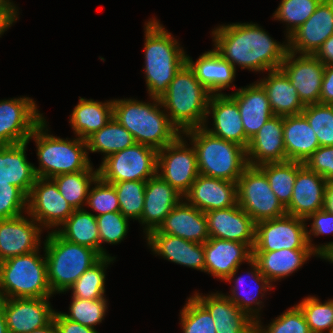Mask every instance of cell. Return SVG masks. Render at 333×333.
I'll return each mask as SVG.
<instances>
[{
    "label": "cell",
    "mask_w": 333,
    "mask_h": 333,
    "mask_svg": "<svg viewBox=\"0 0 333 333\" xmlns=\"http://www.w3.org/2000/svg\"><path fill=\"white\" fill-rule=\"evenodd\" d=\"M216 52L235 69L267 72L279 69L288 52V42H277L257 23H232L212 29Z\"/></svg>",
    "instance_id": "obj_1"
},
{
    "label": "cell",
    "mask_w": 333,
    "mask_h": 333,
    "mask_svg": "<svg viewBox=\"0 0 333 333\" xmlns=\"http://www.w3.org/2000/svg\"><path fill=\"white\" fill-rule=\"evenodd\" d=\"M149 99L152 103L134 98H115L113 117L132 134L135 143L160 150L174 142L181 133L163 110L160 99Z\"/></svg>",
    "instance_id": "obj_2"
},
{
    "label": "cell",
    "mask_w": 333,
    "mask_h": 333,
    "mask_svg": "<svg viewBox=\"0 0 333 333\" xmlns=\"http://www.w3.org/2000/svg\"><path fill=\"white\" fill-rule=\"evenodd\" d=\"M144 76L149 97L160 98L175 74L186 63V52L160 20L151 18L144 25Z\"/></svg>",
    "instance_id": "obj_3"
},
{
    "label": "cell",
    "mask_w": 333,
    "mask_h": 333,
    "mask_svg": "<svg viewBox=\"0 0 333 333\" xmlns=\"http://www.w3.org/2000/svg\"><path fill=\"white\" fill-rule=\"evenodd\" d=\"M211 95L185 63L159 99L170 121L182 134L203 127Z\"/></svg>",
    "instance_id": "obj_4"
},
{
    "label": "cell",
    "mask_w": 333,
    "mask_h": 333,
    "mask_svg": "<svg viewBox=\"0 0 333 333\" xmlns=\"http://www.w3.org/2000/svg\"><path fill=\"white\" fill-rule=\"evenodd\" d=\"M182 134L195 149L200 175L237 183L248 166L244 147L214 136L204 127Z\"/></svg>",
    "instance_id": "obj_5"
},
{
    "label": "cell",
    "mask_w": 333,
    "mask_h": 333,
    "mask_svg": "<svg viewBox=\"0 0 333 333\" xmlns=\"http://www.w3.org/2000/svg\"><path fill=\"white\" fill-rule=\"evenodd\" d=\"M47 121L44 118L28 138L36 143L39 166L34 167L37 177L53 178L54 176L87 170L92 163L88 157L84 139H63L49 134Z\"/></svg>",
    "instance_id": "obj_6"
},
{
    "label": "cell",
    "mask_w": 333,
    "mask_h": 333,
    "mask_svg": "<svg viewBox=\"0 0 333 333\" xmlns=\"http://www.w3.org/2000/svg\"><path fill=\"white\" fill-rule=\"evenodd\" d=\"M47 232L43 241L47 280L53 294L66 293L102 256L92 248L65 240L56 231Z\"/></svg>",
    "instance_id": "obj_7"
},
{
    "label": "cell",
    "mask_w": 333,
    "mask_h": 333,
    "mask_svg": "<svg viewBox=\"0 0 333 333\" xmlns=\"http://www.w3.org/2000/svg\"><path fill=\"white\" fill-rule=\"evenodd\" d=\"M39 249L9 258L0 265V299L51 298L45 254Z\"/></svg>",
    "instance_id": "obj_8"
},
{
    "label": "cell",
    "mask_w": 333,
    "mask_h": 333,
    "mask_svg": "<svg viewBox=\"0 0 333 333\" xmlns=\"http://www.w3.org/2000/svg\"><path fill=\"white\" fill-rule=\"evenodd\" d=\"M158 150L134 143L102 159L98 176L105 182L147 181L157 175Z\"/></svg>",
    "instance_id": "obj_9"
},
{
    "label": "cell",
    "mask_w": 333,
    "mask_h": 333,
    "mask_svg": "<svg viewBox=\"0 0 333 333\" xmlns=\"http://www.w3.org/2000/svg\"><path fill=\"white\" fill-rule=\"evenodd\" d=\"M237 204L256 223L287 214L258 166L248 165L237 181Z\"/></svg>",
    "instance_id": "obj_10"
},
{
    "label": "cell",
    "mask_w": 333,
    "mask_h": 333,
    "mask_svg": "<svg viewBox=\"0 0 333 333\" xmlns=\"http://www.w3.org/2000/svg\"><path fill=\"white\" fill-rule=\"evenodd\" d=\"M181 134L158 150L157 175L184 196L198 177L196 152Z\"/></svg>",
    "instance_id": "obj_11"
},
{
    "label": "cell",
    "mask_w": 333,
    "mask_h": 333,
    "mask_svg": "<svg viewBox=\"0 0 333 333\" xmlns=\"http://www.w3.org/2000/svg\"><path fill=\"white\" fill-rule=\"evenodd\" d=\"M305 222L288 214L257 222L253 251L311 249Z\"/></svg>",
    "instance_id": "obj_12"
},
{
    "label": "cell",
    "mask_w": 333,
    "mask_h": 333,
    "mask_svg": "<svg viewBox=\"0 0 333 333\" xmlns=\"http://www.w3.org/2000/svg\"><path fill=\"white\" fill-rule=\"evenodd\" d=\"M43 119L33 98L0 100V145L28 142L34 128Z\"/></svg>",
    "instance_id": "obj_13"
},
{
    "label": "cell",
    "mask_w": 333,
    "mask_h": 333,
    "mask_svg": "<svg viewBox=\"0 0 333 333\" xmlns=\"http://www.w3.org/2000/svg\"><path fill=\"white\" fill-rule=\"evenodd\" d=\"M73 211L51 178H37L27 197V213L42 228L56 231Z\"/></svg>",
    "instance_id": "obj_14"
},
{
    "label": "cell",
    "mask_w": 333,
    "mask_h": 333,
    "mask_svg": "<svg viewBox=\"0 0 333 333\" xmlns=\"http://www.w3.org/2000/svg\"><path fill=\"white\" fill-rule=\"evenodd\" d=\"M280 68L305 106L319 103L325 65L315 55L288 51Z\"/></svg>",
    "instance_id": "obj_15"
},
{
    "label": "cell",
    "mask_w": 333,
    "mask_h": 333,
    "mask_svg": "<svg viewBox=\"0 0 333 333\" xmlns=\"http://www.w3.org/2000/svg\"><path fill=\"white\" fill-rule=\"evenodd\" d=\"M50 298L2 299L3 312L9 333H30L53 321L55 310Z\"/></svg>",
    "instance_id": "obj_16"
},
{
    "label": "cell",
    "mask_w": 333,
    "mask_h": 333,
    "mask_svg": "<svg viewBox=\"0 0 333 333\" xmlns=\"http://www.w3.org/2000/svg\"><path fill=\"white\" fill-rule=\"evenodd\" d=\"M26 214L27 216L22 214L0 220L1 262L40 249L43 228L28 213Z\"/></svg>",
    "instance_id": "obj_17"
},
{
    "label": "cell",
    "mask_w": 333,
    "mask_h": 333,
    "mask_svg": "<svg viewBox=\"0 0 333 333\" xmlns=\"http://www.w3.org/2000/svg\"><path fill=\"white\" fill-rule=\"evenodd\" d=\"M333 35V0H322L315 12L288 37V51L314 55Z\"/></svg>",
    "instance_id": "obj_18"
},
{
    "label": "cell",
    "mask_w": 333,
    "mask_h": 333,
    "mask_svg": "<svg viewBox=\"0 0 333 333\" xmlns=\"http://www.w3.org/2000/svg\"><path fill=\"white\" fill-rule=\"evenodd\" d=\"M209 237L255 244L256 222L238 205L205 213Z\"/></svg>",
    "instance_id": "obj_19"
},
{
    "label": "cell",
    "mask_w": 333,
    "mask_h": 333,
    "mask_svg": "<svg viewBox=\"0 0 333 333\" xmlns=\"http://www.w3.org/2000/svg\"><path fill=\"white\" fill-rule=\"evenodd\" d=\"M210 114L213 118V128L207 125ZM203 127L214 136L236 143L245 149L248 147L249 140L245 136L237 102L229 94L211 95Z\"/></svg>",
    "instance_id": "obj_20"
},
{
    "label": "cell",
    "mask_w": 333,
    "mask_h": 333,
    "mask_svg": "<svg viewBox=\"0 0 333 333\" xmlns=\"http://www.w3.org/2000/svg\"><path fill=\"white\" fill-rule=\"evenodd\" d=\"M253 257V249L245 243L210 237L204 243V272L225 281L242 263Z\"/></svg>",
    "instance_id": "obj_21"
},
{
    "label": "cell",
    "mask_w": 333,
    "mask_h": 333,
    "mask_svg": "<svg viewBox=\"0 0 333 333\" xmlns=\"http://www.w3.org/2000/svg\"><path fill=\"white\" fill-rule=\"evenodd\" d=\"M327 182L319 174L310 171L303 163L297 161V176L286 213L306 219L316 211L322 210Z\"/></svg>",
    "instance_id": "obj_22"
},
{
    "label": "cell",
    "mask_w": 333,
    "mask_h": 333,
    "mask_svg": "<svg viewBox=\"0 0 333 333\" xmlns=\"http://www.w3.org/2000/svg\"><path fill=\"white\" fill-rule=\"evenodd\" d=\"M184 198L175 188L156 175L146 181L144 208L141 219L144 235L156 230L165 217Z\"/></svg>",
    "instance_id": "obj_23"
},
{
    "label": "cell",
    "mask_w": 333,
    "mask_h": 333,
    "mask_svg": "<svg viewBox=\"0 0 333 333\" xmlns=\"http://www.w3.org/2000/svg\"><path fill=\"white\" fill-rule=\"evenodd\" d=\"M184 199L204 213L237 204V183L198 175Z\"/></svg>",
    "instance_id": "obj_24"
},
{
    "label": "cell",
    "mask_w": 333,
    "mask_h": 333,
    "mask_svg": "<svg viewBox=\"0 0 333 333\" xmlns=\"http://www.w3.org/2000/svg\"><path fill=\"white\" fill-rule=\"evenodd\" d=\"M193 296L209 311L216 333H255V321L222 292Z\"/></svg>",
    "instance_id": "obj_25"
},
{
    "label": "cell",
    "mask_w": 333,
    "mask_h": 333,
    "mask_svg": "<svg viewBox=\"0 0 333 333\" xmlns=\"http://www.w3.org/2000/svg\"><path fill=\"white\" fill-rule=\"evenodd\" d=\"M283 125L284 117L274 115L249 140L246 148L248 165L260 166L265 163L288 161L283 139Z\"/></svg>",
    "instance_id": "obj_26"
},
{
    "label": "cell",
    "mask_w": 333,
    "mask_h": 333,
    "mask_svg": "<svg viewBox=\"0 0 333 333\" xmlns=\"http://www.w3.org/2000/svg\"><path fill=\"white\" fill-rule=\"evenodd\" d=\"M145 238L156 256L204 272V244L164 233H149Z\"/></svg>",
    "instance_id": "obj_27"
},
{
    "label": "cell",
    "mask_w": 333,
    "mask_h": 333,
    "mask_svg": "<svg viewBox=\"0 0 333 333\" xmlns=\"http://www.w3.org/2000/svg\"><path fill=\"white\" fill-rule=\"evenodd\" d=\"M150 233L169 234L201 244L210 238L205 213L184 198L165 217L159 228Z\"/></svg>",
    "instance_id": "obj_28"
},
{
    "label": "cell",
    "mask_w": 333,
    "mask_h": 333,
    "mask_svg": "<svg viewBox=\"0 0 333 333\" xmlns=\"http://www.w3.org/2000/svg\"><path fill=\"white\" fill-rule=\"evenodd\" d=\"M238 105L245 136L252 139L259 129L274 116L267 93L257 81L229 94Z\"/></svg>",
    "instance_id": "obj_29"
},
{
    "label": "cell",
    "mask_w": 333,
    "mask_h": 333,
    "mask_svg": "<svg viewBox=\"0 0 333 333\" xmlns=\"http://www.w3.org/2000/svg\"><path fill=\"white\" fill-rule=\"evenodd\" d=\"M247 264L251 267V272L250 270L247 272V277H249V281H252L251 283L254 284V287H250L246 283H249L248 280H246V276H238L235 278L236 274L238 273V270L240 267H238L225 281L229 283H234V286L231 288V293L230 294H224L227 296L232 302H234L241 311H244L251 319H253L255 322L260 318L259 313L264 307L262 304V300L258 297L264 298L267 293V291L272 290L275 288L273 284L259 271L257 263L251 259ZM247 282H246V281ZM245 283V286L249 289L250 291H245L243 292V283ZM242 290L240 291V289ZM246 288V289H247ZM247 289V290H248ZM263 291V293H262ZM260 294V295H259ZM254 304V305H253ZM262 305V306H261ZM254 306V307H253ZM256 307V308H255Z\"/></svg>",
    "instance_id": "obj_30"
},
{
    "label": "cell",
    "mask_w": 333,
    "mask_h": 333,
    "mask_svg": "<svg viewBox=\"0 0 333 333\" xmlns=\"http://www.w3.org/2000/svg\"><path fill=\"white\" fill-rule=\"evenodd\" d=\"M186 63L194 71L196 78L211 94H223L224 89L236 87V69L224 60L215 49L205 51L194 62L186 55Z\"/></svg>",
    "instance_id": "obj_31"
},
{
    "label": "cell",
    "mask_w": 333,
    "mask_h": 333,
    "mask_svg": "<svg viewBox=\"0 0 333 333\" xmlns=\"http://www.w3.org/2000/svg\"><path fill=\"white\" fill-rule=\"evenodd\" d=\"M27 144L0 145V183L15 185L28 196L38 177L27 160Z\"/></svg>",
    "instance_id": "obj_32"
},
{
    "label": "cell",
    "mask_w": 333,
    "mask_h": 333,
    "mask_svg": "<svg viewBox=\"0 0 333 333\" xmlns=\"http://www.w3.org/2000/svg\"><path fill=\"white\" fill-rule=\"evenodd\" d=\"M312 249H281L276 251H253L252 259L259 271L272 283L290 276L302 268L311 256Z\"/></svg>",
    "instance_id": "obj_33"
},
{
    "label": "cell",
    "mask_w": 333,
    "mask_h": 333,
    "mask_svg": "<svg viewBox=\"0 0 333 333\" xmlns=\"http://www.w3.org/2000/svg\"><path fill=\"white\" fill-rule=\"evenodd\" d=\"M267 74L258 82L267 93L273 114L282 117L301 114L305 105L285 72L279 68Z\"/></svg>",
    "instance_id": "obj_34"
},
{
    "label": "cell",
    "mask_w": 333,
    "mask_h": 333,
    "mask_svg": "<svg viewBox=\"0 0 333 333\" xmlns=\"http://www.w3.org/2000/svg\"><path fill=\"white\" fill-rule=\"evenodd\" d=\"M283 139L289 161L304 163L320 147L314 130L302 114L284 116Z\"/></svg>",
    "instance_id": "obj_35"
},
{
    "label": "cell",
    "mask_w": 333,
    "mask_h": 333,
    "mask_svg": "<svg viewBox=\"0 0 333 333\" xmlns=\"http://www.w3.org/2000/svg\"><path fill=\"white\" fill-rule=\"evenodd\" d=\"M113 117V100L94 101L79 97L74 107L69 123L75 136L86 139L92 133L104 127Z\"/></svg>",
    "instance_id": "obj_36"
},
{
    "label": "cell",
    "mask_w": 333,
    "mask_h": 333,
    "mask_svg": "<svg viewBox=\"0 0 333 333\" xmlns=\"http://www.w3.org/2000/svg\"><path fill=\"white\" fill-rule=\"evenodd\" d=\"M56 232L65 240L92 248L100 254L96 216L85 208L75 209Z\"/></svg>",
    "instance_id": "obj_37"
},
{
    "label": "cell",
    "mask_w": 333,
    "mask_h": 333,
    "mask_svg": "<svg viewBox=\"0 0 333 333\" xmlns=\"http://www.w3.org/2000/svg\"><path fill=\"white\" fill-rule=\"evenodd\" d=\"M87 152H101L105 159L107 156L132 146L135 141L114 117L100 130L92 133L85 139Z\"/></svg>",
    "instance_id": "obj_38"
},
{
    "label": "cell",
    "mask_w": 333,
    "mask_h": 333,
    "mask_svg": "<svg viewBox=\"0 0 333 333\" xmlns=\"http://www.w3.org/2000/svg\"><path fill=\"white\" fill-rule=\"evenodd\" d=\"M91 165L85 171L65 173L51 178L60 194L75 209H83L86 205L89 189L98 177V168Z\"/></svg>",
    "instance_id": "obj_39"
},
{
    "label": "cell",
    "mask_w": 333,
    "mask_h": 333,
    "mask_svg": "<svg viewBox=\"0 0 333 333\" xmlns=\"http://www.w3.org/2000/svg\"><path fill=\"white\" fill-rule=\"evenodd\" d=\"M116 257L103 256L96 264L87 269L79 279L68 289L72 291V297L80 299L105 298L106 269Z\"/></svg>",
    "instance_id": "obj_40"
},
{
    "label": "cell",
    "mask_w": 333,
    "mask_h": 333,
    "mask_svg": "<svg viewBox=\"0 0 333 333\" xmlns=\"http://www.w3.org/2000/svg\"><path fill=\"white\" fill-rule=\"evenodd\" d=\"M266 175L270 188L286 208L291 201L297 176V161L265 163L258 166Z\"/></svg>",
    "instance_id": "obj_41"
},
{
    "label": "cell",
    "mask_w": 333,
    "mask_h": 333,
    "mask_svg": "<svg viewBox=\"0 0 333 333\" xmlns=\"http://www.w3.org/2000/svg\"><path fill=\"white\" fill-rule=\"evenodd\" d=\"M321 1L281 0L272 18L282 21L287 25L285 41H288V37L315 12Z\"/></svg>",
    "instance_id": "obj_42"
},
{
    "label": "cell",
    "mask_w": 333,
    "mask_h": 333,
    "mask_svg": "<svg viewBox=\"0 0 333 333\" xmlns=\"http://www.w3.org/2000/svg\"><path fill=\"white\" fill-rule=\"evenodd\" d=\"M113 184L120 212L130 220H140L144 208L146 181H121Z\"/></svg>",
    "instance_id": "obj_43"
},
{
    "label": "cell",
    "mask_w": 333,
    "mask_h": 333,
    "mask_svg": "<svg viewBox=\"0 0 333 333\" xmlns=\"http://www.w3.org/2000/svg\"><path fill=\"white\" fill-rule=\"evenodd\" d=\"M296 305L303 312L311 333H328L333 328V299L322 303L310 295Z\"/></svg>",
    "instance_id": "obj_44"
},
{
    "label": "cell",
    "mask_w": 333,
    "mask_h": 333,
    "mask_svg": "<svg viewBox=\"0 0 333 333\" xmlns=\"http://www.w3.org/2000/svg\"><path fill=\"white\" fill-rule=\"evenodd\" d=\"M107 302V298L88 300L72 297L69 313L62 312V314L67 319L95 329L106 316Z\"/></svg>",
    "instance_id": "obj_45"
},
{
    "label": "cell",
    "mask_w": 333,
    "mask_h": 333,
    "mask_svg": "<svg viewBox=\"0 0 333 333\" xmlns=\"http://www.w3.org/2000/svg\"><path fill=\"white\" fill-rule=\"evenodd\" d=\"M179 316L183 333H216L211 314L193 295L187 298Z\"/></svg>",
    "instance_id": "obj_46"
},
{
    "label": "cell",
    "mask_w": 333,
    "mask_h": 333,
    "mask_svg": "<svg viewBox=\"0 0 333 333\" xmlns=\"http://www.w3.org/2000/svg\"><path fill=\"white\" fill-rule=\"evenodd\" d=\"M301 114L314 130L319 145L333 146V104H309Z\"/></svg>",
    "instance_id": "obj_47"
},
{
    "label": "cell",
    "mask_w": 333,
    "mask_h": 333,
    "mask_svg": "<svg viewBox=\"0 0 333 333\" xmlns=\"http://www.w3.org/2000/svg\"><path fill=\"white\" fill-rule=\"evenodd\" d=\"M96 220L100 237V255L102 257L109 256L102 244L116 245L121 243L128 233L130 219L118 211L96 216Z\"/></svg>",
    "instance_id": "obj_48"
},
{
    "label": "cell",
    "mask_w": 333,
    "mask_h": 333,
    "mask_svg": "<svg viewBox=\"0 0 333 333\" xmlns=\"http://www.w3.org/2000/svg\"><path fill=\"white\" fill-rule=\"evenodd\" d=\"M261 318L255 322V333H311L301 309L295 305L263 326Z\"/></svg>",
    "instance_id": "obj_49"
},
{
    "label": "cell",
    "mask_w": 333,
    "mask_h": 333,
    "mask_svg": "<svg viewBox=\"0 0 333 333\" xmlns=\"http://www.w3.org/2000/svg\"><path fill=\"white\" fill-rule=\"evenodd\" d=\"M90 187L86 206L90 207L94 216L106 214L108 212L120 211L118 197L113 184L103 181L99 176Z\"/></svg>",
    "instance_id": "obj_50"
},
{
    "label": "cell",
    "mask_w": 333,
    "mask_h": 333,
    "mask_svg": "<svg viewBox=\"0 0 333 333\" xmlns=\"http://www.w3.org/2000/svg\"><path fill=\"white\" fill-rule=\"evenodd\" d=\"M27 195L15 185L0 183V220L27 213Z\"/></svg>",
    "instance_id": "obj_51"
},
{
    "label": "cell",
    "mask_w": 333,
    "mask_h": 333,
    "mask_svg": "<svg viewBox=\"0 0 333 333\" xmlns=\"http://www.w3.org/2000/svg\"><path fill=\"white\" fill-rule=\"evenodd\" d=\"M312 220L311 229L307 228L308 243L311 249L317 254V257H321L330 247L333 246V242L324 243L321 245L312 244L311 236H320L325 234H333V215L324 209L316 211L315 213L309 215L305 221Z\"/></svg>",
    "instance_id": "obj_52"
},
{
    "label": "cell",
    "mask_w": 333,
    "mask_h": 333,
    "mask_svg": "<svg viewBox=\"0 0 333 333\" xmlns=\"http://www.w3.org/2000/svg\"><path fill=\"white\" fill-rule=\"evenodd\" d=\"M303 165L327 181H333V146H320Z\"/></svg>",
    "instance_id": "obj_53"
},
{
    "label": "cell",
    "mask_w": 333,
    "mask_h": 333,
    "mask_svg": "<svg viewBox=\"0 0 333 333\" xmlns=\"http://www.w3.org/2000/svg\"><path fill=\"white\" fill-rule=\"evenodd\" d=\"M19 18V9L11 0H0V37Z\"/></svg>",
    "instance_id": "obj_54"
},
{
    "label": "cell",
    "mask_w": 333,
    "mask_h": 333,
    "mask_svg": "<svg viewBox=\"0 0 333 333\" xmlns=\"http://www.w3.org/2000/svg\"><path fill=\"white\" fill-rule=\"evenodd\" d=\"M53 321L56 324L59 333H99L96 329L67 319L61 311H55Z\"/></svg>",
    "instance_id": "obj_55"
},
{
    "label": "cell",
    "mask_w": 333,
    "mask_h": 333,
    "mask_svg": "<svg viewBox=\"0 0 333 333\" xmlns=\"http://www.w3.org/2000/svg\"><path fill=\"white\" fill-rule=\"evenodd\" d=\"M319 103L333 104V64L325 65Z\"/></svg>",
    "instance_id": "obj_56"
},
{
    "label": "cell",
    "mask_w": 333,
    "mask_h": 333,
    "mask_svg": "<svg viewBox=\"0 0 333 333\" xmlns=\"http://www.w3.org/2000/svg\"><path fill=\"white\" fill-rule=\"evenodd\" d=\"M314 55L324 65L333 64V35L325 40Z\"/></svg>",
    "instance_id": "obj_57"
},
{
    "label": "cell",
    "mask_w": 333,
    "mask_h": 333,
    "mask_svg": "<svg viewBox=\"0 0 333 333\" xmlns=\"http://www.w3.org/2000/svg\"><path fill=\"white\" fill-rule=\"evenodd\" d=\"M323 209L333 215V181L327 182Z\"/></svg>",
    "instance_id": "obj_58"
},
{
    "label": "cell",
    "mask_w": 333,
    "mask_h": 333,
    "mask_svg": "<svg viewBox=\"0 0 333 333\" xmlns=\"http://www.w3.org/2000/svg\"><path fill=\"white\" fill-rule=\"evenodd\" d=\"M30 333H59V330H58L56 324L54 323V321H52L47 326L37 329V330H33Z\"/></svg>",
    "instance_id": "obj_59"
},
{
    "label": "cell",
    "mask_w": 333,
    "mask_h": 333,
    "mask_svg": "<svg viewBox=\"0 0 333 333\" xmlns=\"http://www.w3.org/2000/svg\"><path fill=\"white\" fill-rule=\"evenodd\" d=\"M0 333H9L3 312L2 299H0Z\"/></svg>",
    "instance_id": "obj_60"
},
{
    "label": "cell",
    "mask_w": 333,
    "mask_h": 333,
    "mask_svg": "<svg viewBox=\"0 0 333 333\" xmlns=\"http://www.w3.org/2000/svg\"><path fill=\"white\" fill-rule=\"evenodd\" d=\"M320 258L333 264V246L330 247Z\"/></svg>",
    "instance_id": "obj_61"
}]
</instances>
